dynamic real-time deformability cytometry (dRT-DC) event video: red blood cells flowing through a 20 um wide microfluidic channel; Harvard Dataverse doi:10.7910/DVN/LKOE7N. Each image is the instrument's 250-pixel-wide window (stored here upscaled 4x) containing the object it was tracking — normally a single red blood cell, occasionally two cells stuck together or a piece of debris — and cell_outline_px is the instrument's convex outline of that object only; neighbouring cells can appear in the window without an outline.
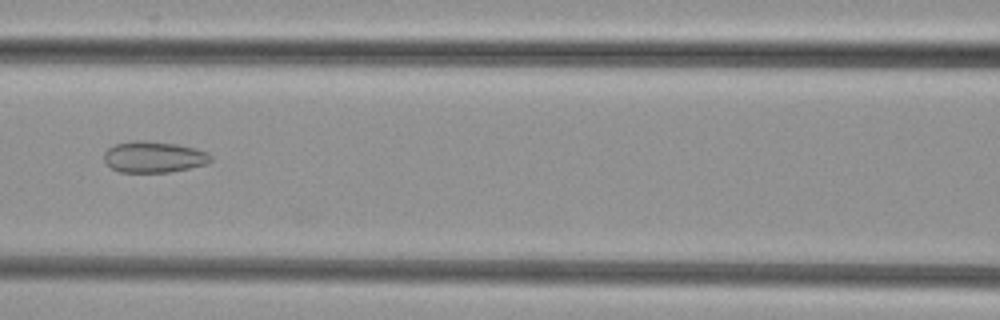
{"species": "common noctule bat (a hibernating species)", "species_latin": "Nyctalus noctula", "temperature_condition": "cold", "stored_images_in_passage": 37, "camera_frame_rate_fps": 3000, "um_per_image_px": 0.085, "animal": {"sex": "female", "body_mass_g": 29.2, "forearm_length_mm": 56.3}, "frame": {"image": 1, "passage_image": 9, "time_ms": 2.667, "image_size_px": [1000, 320], "cell_outline_px": [[212, 160], [208, 164], [168, 172], [120, 172], [112, 168], [104, 160], [104, 152], [108, 148], [116, 144], [136, 140], [144, 140], [176, 144], [196, 148], [208, 152], [212, 156]], "centroid_in_image_um": [13.1, 13.34], "position_along_channel_um": 153.5, "area_um2": 19.42}}
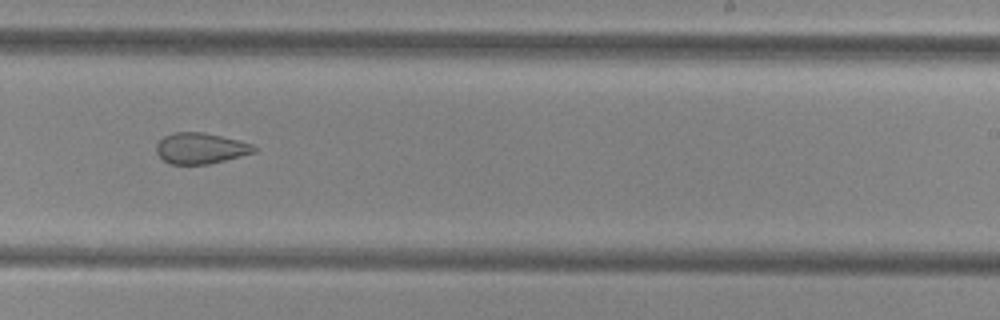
{"frame": {"image": 2, "passage_image": 18, "time_ms": 5.667, "image_size_px": [1000, 320], "cell_outline_px": [[256, 152], [208, 164], [168, 164], [156, 152], [156, 144], [164, 136], [176, 132], [204, 132], [252, 144], [256, 148]], "centroid_in_image_um": [17.02, 12.61], "position_along_channel_um": 272.0, "area_um2": 17.4}}
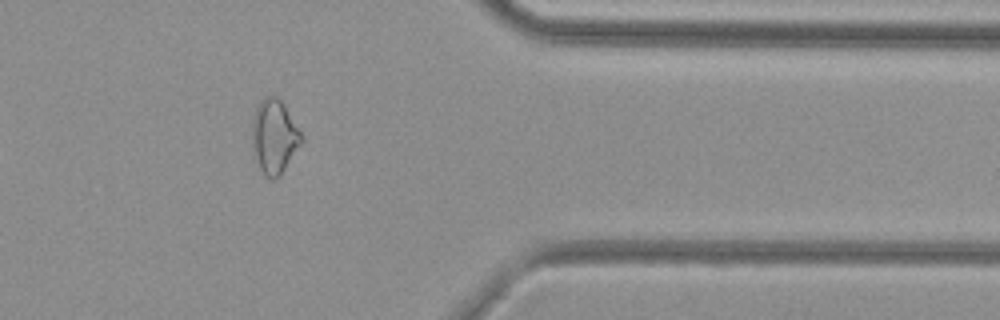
{"frame": {"image": 3, "passage_image": 28, "time_ms": 9.0, "image_size_px": [1000, 320], "cell_outline_px": [[304, 140], [280, 176], [272, 180], [264, 176], [252, 156], [252, 120], [256, 108], [264, 96], [276, 96], [284, 104], [304, 136]], "centroid_in_image_um": [23.3, 11.64], "position_along_channel_um": 388.1, "area_um2": 21.73}}